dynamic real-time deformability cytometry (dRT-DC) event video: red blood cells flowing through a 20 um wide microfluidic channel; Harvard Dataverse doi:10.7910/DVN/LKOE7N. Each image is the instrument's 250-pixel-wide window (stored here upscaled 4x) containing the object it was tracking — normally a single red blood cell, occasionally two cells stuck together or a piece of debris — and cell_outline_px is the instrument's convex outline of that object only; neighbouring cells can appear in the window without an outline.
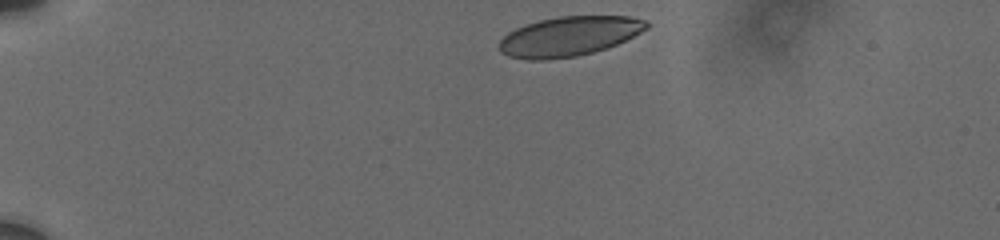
{"species": "human", "species_latin": "Homo sapiens", "temperature_condition": "cold", "stored_images_in_passage": 47, "camera_frame_rate_fps": 3000, "um_per_image_px": 0.085, "donor": {"sex": "male"}, "frame": {"image": 1, "passage_image": 1, "time_ms": 0.0, "image_size_px": [1000, 240], "cell_outline_px": [[648, 28], [616, 44], [592, 52], [576, 56], [544, 60], [528, 60], [508, 56], [500, 52], [500, 40], [508, 32], [516, 28], [540, 20], [560, 16], [628, 16], [648, 20]], "centroid_in_image_um": [48.36, 3.08], "position_along_channel_um": 36.6, "area_um2": 33.7}}
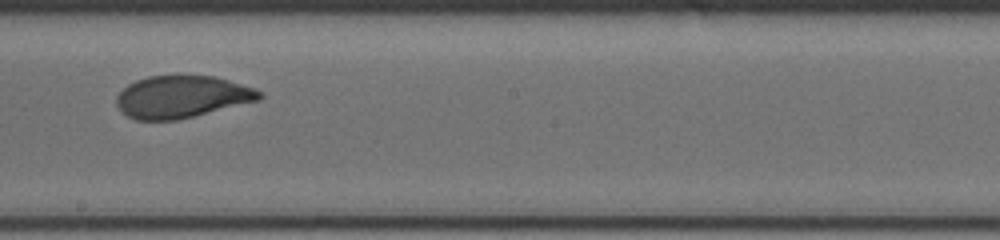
{"frame": {"image": 2, "passage_image": 27, "time_ms": 7.333, "image_size_px": [1000, 240], "cell_outline_px": [[264, 96], [260, 100], [176, 120], [136, 120], [120, 112], [116, 104], [116, 96], [128, 84], [136, 80], [148, 76], [176, 72], [216, 76], [256, 88]], "centroid_in_image_um": [15.45, 8.18], "position_along_channel_um": 232.8, "area_um2": 36.13}}
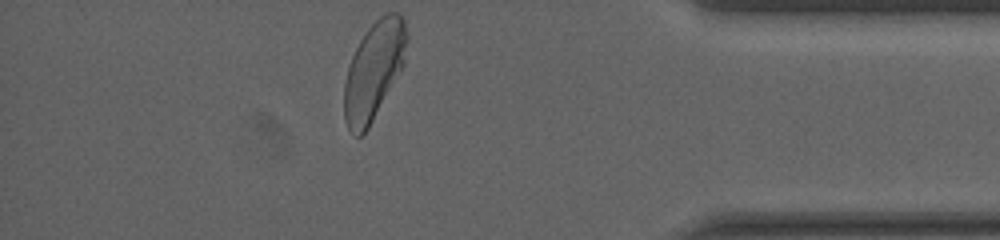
{"frame": {"image": 3, "passage_image": 47, "time_ms": 12.667, "image_size_px": [1000, 240], "cell_outline_px": [[408, 40], [404, 64], [368, 128], [360, 136], [356, 136], [348, 128], [344, 120], [344, 84], [348, 68], [352, 56], [360, 40], [368, 28], [380, 16], [388, 12], [396, 12], [404, 20], [408, 36]], "centroid_in_image_um": [31.78, 5.98], "position_along_channel_um": 403.4, "area_um2": 35.37}, "authors_computed_cell_mechanics": {"area_um2": 35.7204, "velocity_mm_per_s": 3.6778, "shape_relaxation_time_tau1_ms": 3.0687, "shape_relaxation_time_tau2_ms": null, "deformation_change_tau1": 0.1337, "deformation_change_tau2": null}}